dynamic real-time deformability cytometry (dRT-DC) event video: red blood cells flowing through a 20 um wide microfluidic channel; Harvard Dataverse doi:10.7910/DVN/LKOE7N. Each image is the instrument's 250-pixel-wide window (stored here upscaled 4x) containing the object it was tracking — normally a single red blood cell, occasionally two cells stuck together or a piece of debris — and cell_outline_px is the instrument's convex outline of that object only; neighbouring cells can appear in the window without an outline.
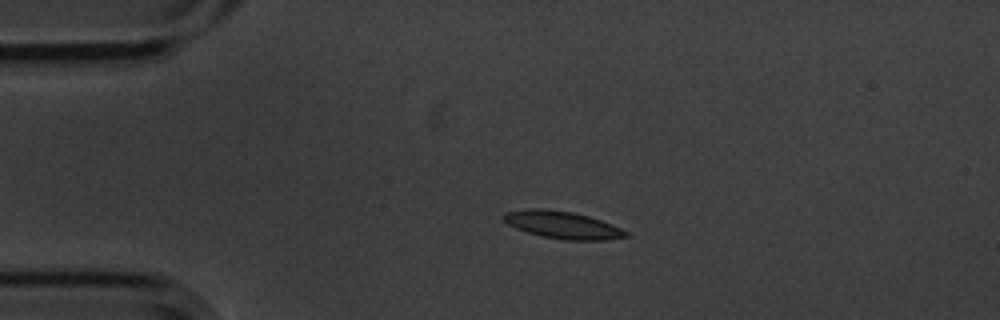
{"species": "common noctule bat (a hibernating species)", "species_latin": "Nyctalus noctula", "temperature_condition": "cold", "stored_images_in_passage": 4, "camera_frame_rate_fps": 3000, "um_per_image_px": 0.085, "animal": {"sex": "male", "body_mass_g": 20.1, "forearm_length_mm": 53.5}, "frame": {"image": 1, "passage_image": 3, "time_ms": 0.667, "image_size_px": [1000, 320], "cell_outline_px": [[628, 236], [604, 240], [564, 240], [544, 236], [528, 232], [516, 228], [500, 220], [500, 216], [504, 212], [532, 208], [544, 208], [572, 212], [588, 216], [600, 220], [620, 228], [628, 232]], "centroid_in_image_um": [47.74, 19.1], "position_along_channel_um": 37.3, "area_um2": 19.42}}